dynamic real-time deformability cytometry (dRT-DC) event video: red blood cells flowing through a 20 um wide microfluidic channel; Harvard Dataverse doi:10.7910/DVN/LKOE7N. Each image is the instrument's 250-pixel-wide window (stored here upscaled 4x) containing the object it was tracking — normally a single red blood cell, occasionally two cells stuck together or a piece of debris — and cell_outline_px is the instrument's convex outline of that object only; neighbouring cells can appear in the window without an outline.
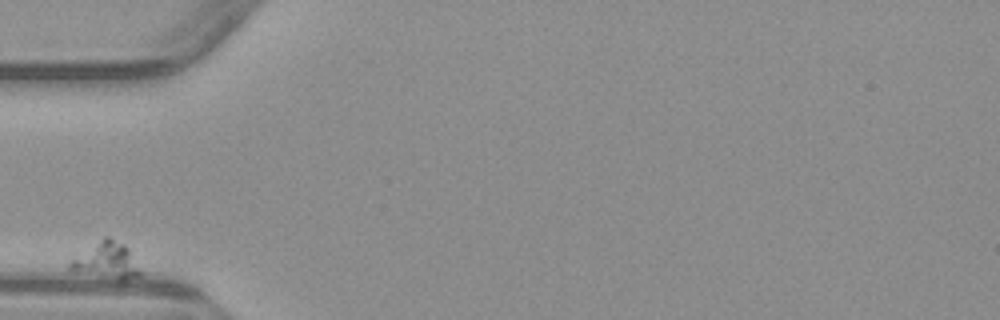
{"species": "common noctule bat (a hibernating species)", "species_latin": "Nyctalus noctula", "temperature_condition": "warm", "stored_images_in_passage": 4, "camera_frame_rate_fps": 3000, "um_per_image_px": 0.085, "animal": {"sex": "male", "body_mass_g": 23.1, "forearm_length_mm": 52.7}, "frame": {"image": 1, "passage_image": 1, "time_ms": 0.0, "image_size_px": [1000, 320], "cell_outline_px": [[140, 276], [120, 284], [72, 272], [68, 268], [68, 264], [72, 260], [104, 236], [108, 236], [124, 244], [128, 248], [140, 272]], "centroid_in_image_um": [9.04, 22.26], "position_along_channel_um": 76.0, "area_um2": 15.55}}
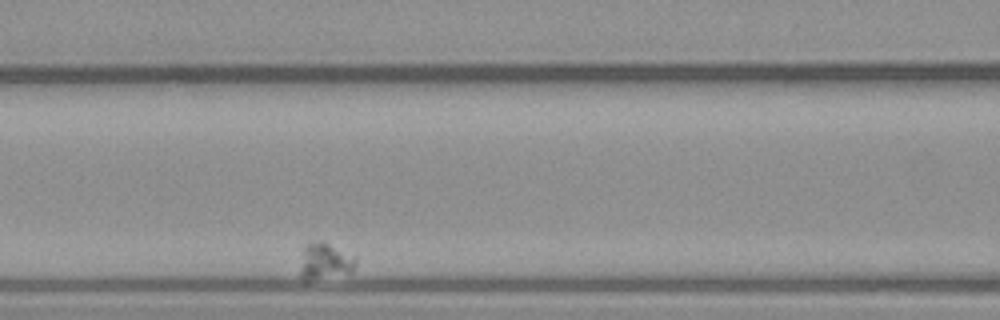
{"frame": {"image": 2, "passage_image": 4, "time_ms": 3.333, "image_size_px": [1000, 320], "cell_outline_px": [[356, 264], [352, 272], [304, 284], [300, 276], [300, 272], [304, 244], [312, 240], [320, 240], [356, 256]], "centroid_in_image_um": [27.59, 22.25], "position_along_channel_um": 139.0, "area_um2": 12.43}}